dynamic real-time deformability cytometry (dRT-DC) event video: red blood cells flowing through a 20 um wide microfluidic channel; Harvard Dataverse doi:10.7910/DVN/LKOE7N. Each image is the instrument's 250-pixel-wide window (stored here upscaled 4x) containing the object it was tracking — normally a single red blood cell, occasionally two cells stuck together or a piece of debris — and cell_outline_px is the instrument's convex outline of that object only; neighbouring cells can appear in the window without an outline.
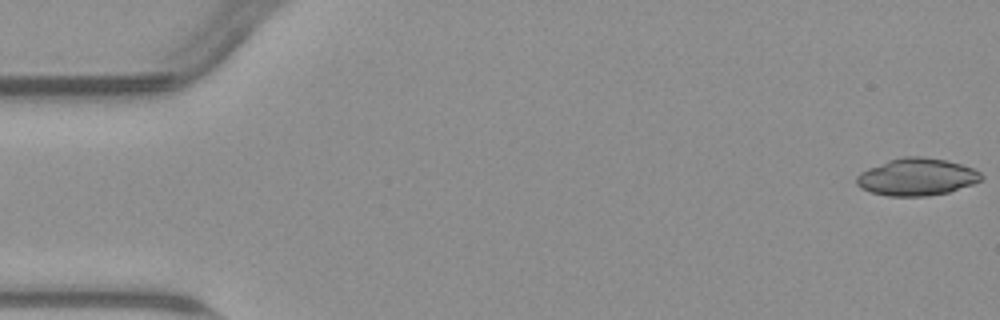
{"species": "common noctule bat (a hibernating species)", "species_latin": "Nyctalus noctula", "temperature_condition": "warm", "stored_images_in_passage": 48, "camera_frame_rate_fps": 3000, "um_per_image_px": 0.085, "animal": {"sex": "male", "body_mass_g": 23.1, "forearm_length_mm": 52.7}, "frame": {"image": 1, "passage_image": 1, "time_ms": 0.0, "image_size_px": [1000, 320], "cell_outline_px": [[984, 176], [980, 180], [972, 184], [948, 192], [928, 196], [888, 196], [872, 192], [860, 188], [856, 184], [856, 176], [860, 172], [868, 168], [888, 160], [904, 156], [920, 156], [948, 160], [972, 168], [980, 172]], "centroid_in_image_um": [77.9, 15.03], "position_along_channel_um": 7.1, "area_um2": 27.11}}